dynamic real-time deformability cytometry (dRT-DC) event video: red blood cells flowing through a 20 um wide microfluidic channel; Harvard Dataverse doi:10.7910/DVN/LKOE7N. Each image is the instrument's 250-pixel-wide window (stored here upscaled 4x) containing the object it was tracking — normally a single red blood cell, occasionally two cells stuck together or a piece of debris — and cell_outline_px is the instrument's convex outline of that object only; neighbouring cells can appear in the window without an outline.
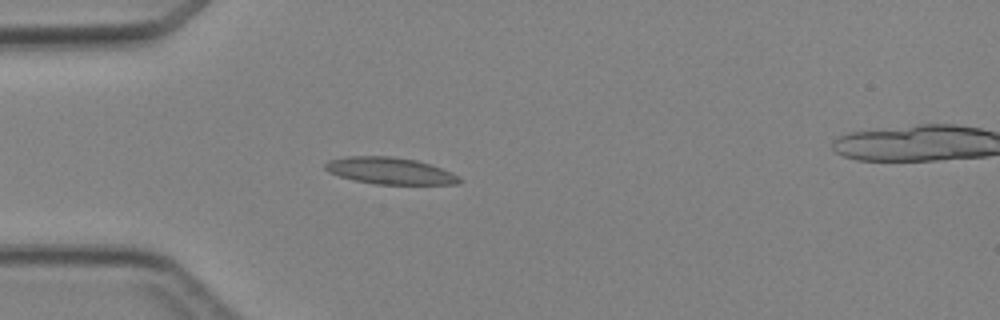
{"species": "Egyptian fruit bat (a non-hibernating species)", "species_latin": "Rousettus aegyptiacus", "temperature_condition": "cold", "stored_images_in_passage": 3, "camera_frame_rate_fps": 3000, "um_per_image_px": 0.085, "animal": {"sex": "female"}, "frame": {"image": 1, "passage_image": 2, "time_ms": 2.0, "image_size_px": [1000, 320], "cell_outline_px": [[460, 184], [376, 184], [356, 180], [340, 176], [328, 172], [324, 168], [324, 164], [328, 160], [348, 156], [392, 156], [416, 160], [452, 172], [460, 180]], "centroid_in_image_um": [33.1, 14.51], "position_along_channel_um": 51.9, "area_um2": 20.69}}